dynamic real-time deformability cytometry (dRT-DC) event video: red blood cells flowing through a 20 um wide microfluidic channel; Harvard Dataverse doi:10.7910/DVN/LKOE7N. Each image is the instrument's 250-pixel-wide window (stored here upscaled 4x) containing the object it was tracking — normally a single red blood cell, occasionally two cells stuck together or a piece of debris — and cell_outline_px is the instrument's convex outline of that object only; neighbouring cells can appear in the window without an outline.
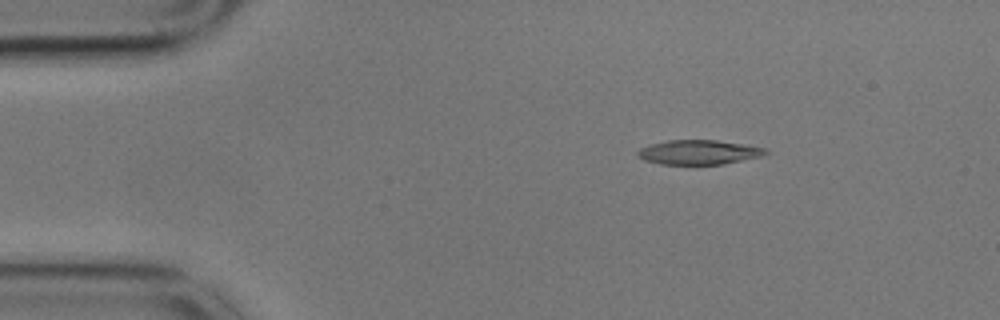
{"species": "common noctule bat (a hibernating species)", "species_latin": "Nyctalus noctula", "temperature_condition": "cold", "stored_images_in_passage": 54, "camera_frame_rate_fps": 3000, "um_per_image_px": 0.085, "animal": {"sex": "male", "body_mass_g": 17.9}, "frame": {"image": 1, "passage_image": 7, "time_ms": 2.0, "image_size_px": [1000, 320], "cell_outline_px": [[768, 152], [764, 156], [724, 164], [660, 164], [644, 160], [636, 156], [636, 152], [640, 148], [652, 144], [668, 140], [716, 140], [768, 148]], "centroid_in_image_um": [59.41, 12.94], "position_along_channel_um": 25.6, "area_um2": 18.32}}
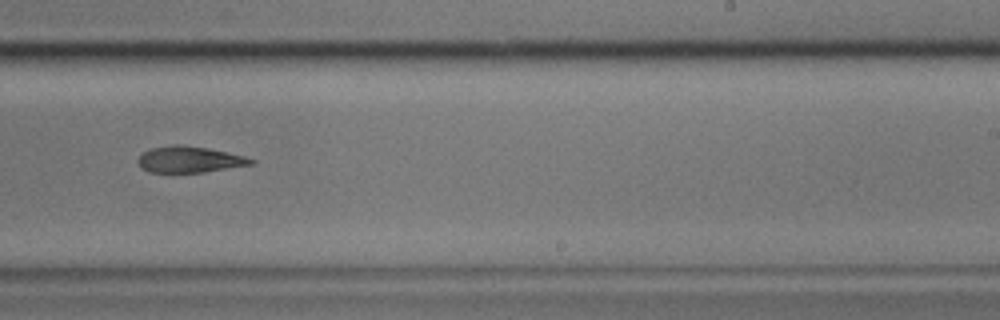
{"frame": {"image": 2, "passage_image": 33, "time_ms": 10.667, "image_size_px": [1000, 320], "cell_outline_px": [[256, 160], [252, 164], [204, 172], [148, 172], [140, 168], [136, 160], [144, 152], [152, 148], [172, 144], [180, 144], [208, 148], [228, 152], [244, 156]], "centroid_in_image_um": [16.07, 13.55], "position_along_channel_um": 272.9, "area_um2": 17.28}}
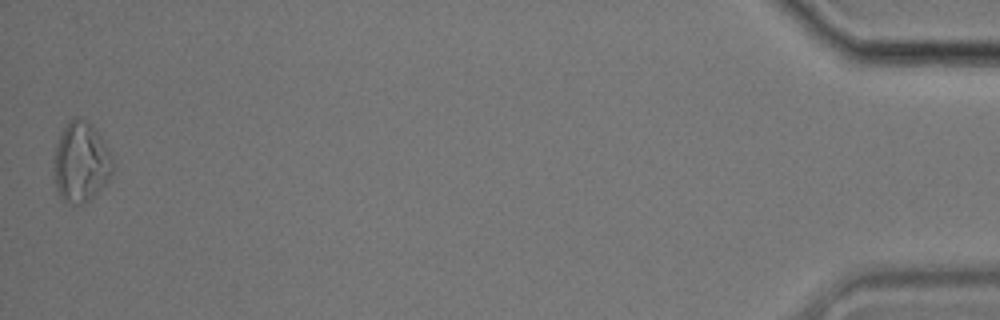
{"frame": {"image": 3, "passage_image": 54, "time_ms": 17.667, "image_size_px": [1000, 320], "cell_outline_px": [[112, 176], [84, 204], [72, 204], [64, 200], [60, 196], [56, 188], [56, 144], [68, 120], [72, 116], [76, 116], [92, 124], [96, 128], [104, 140], [112, 156]], "centroid_in_image_um": [6.92, 13.74], "position_along_channel_um": 428.3, "area_um2": 27.05}, "authors_computed_cell_mechanics": {"area_um2": 18.5538, "velocity_mm_per_s": 3.5421, "shape_relaxation_time_tau1_ms": 5.602, "shape_relaxation_time_tau2_ms": null, "deformation_change_tau1": 0.1456, "deformation_change_tau2": null}}